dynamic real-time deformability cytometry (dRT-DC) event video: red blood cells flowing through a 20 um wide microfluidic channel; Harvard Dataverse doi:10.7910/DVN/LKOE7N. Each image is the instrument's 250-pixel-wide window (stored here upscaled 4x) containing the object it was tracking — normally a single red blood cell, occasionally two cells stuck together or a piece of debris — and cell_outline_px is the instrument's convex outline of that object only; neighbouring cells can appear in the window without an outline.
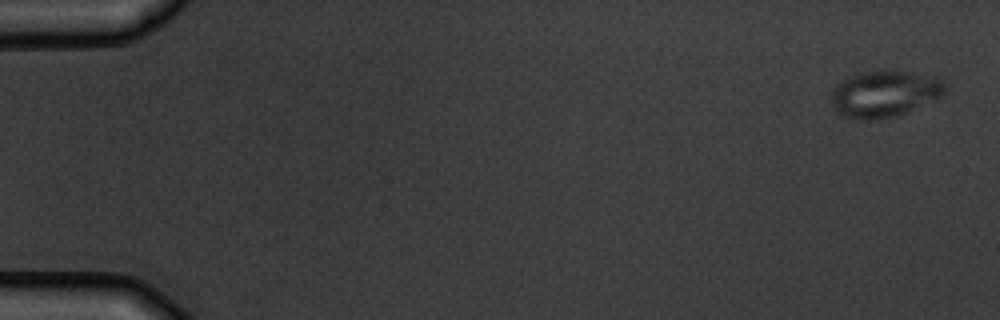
{"species": "common noctule bat (a hibernating species)", "species_latin": "Nyctalus noctula", "temperature_condition": "warm", "stored_images_in_passage": 6, "camera_frame_rate_fps": 3000, "um_per_image_px": 0.085, "animal": {"sex": "male", "body_mass_g": 19.5, "forearm_length_mm": 54.6}, "frame": {"image": 1, "passage_image": 1, "time_ms": 0.0, "image_size_px": [1000, 320], "cell_outline_px": [[948, 92], [944, 96], [896, 116], [880, 120], [852, 120], [844, 116], [832, 104], [832, 88], [836, 84], [860, 72], [908, 72], [940, 76], [948, 84]], "centroid_in_image_um": [75.27, 7.99], "position_along_channel_um": 9.7, "area_um2": 31.04}}